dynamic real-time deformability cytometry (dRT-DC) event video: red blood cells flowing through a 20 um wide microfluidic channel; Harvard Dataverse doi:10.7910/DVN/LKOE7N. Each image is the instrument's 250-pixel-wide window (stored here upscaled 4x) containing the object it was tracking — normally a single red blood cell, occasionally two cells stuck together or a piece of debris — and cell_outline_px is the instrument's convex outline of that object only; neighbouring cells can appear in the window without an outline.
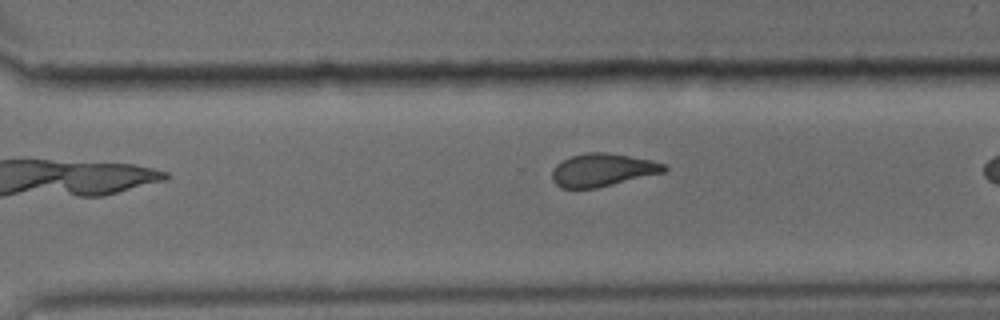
{"species": "common noctule bat (a hibernating species)", "species_latin": "Nyctalus noctula", "temperature_condition": "cold", "stored_images_in_passage": 25, "camera_frame_rate_fps": 3000, "um_per_image_px": 0.085, "animal": {"sex": "male", "body_mass_g": 15.6}, "frame": {"image": 1, "passage_image": 22, "time_ms": 7.0, "image_size_px": [1000, 320], "cell_outline_px": [[668, 172], [596, 188], [560, 188], [552, 180], [552, 168], [556, 164], [572, 156], [588, 152], [608, 152], [652, 160], [668, 164]], "centroid_in_image_um": [51.27, 14.45], "position_along_channel_um": 319.3, "area_um2": 21.79}}